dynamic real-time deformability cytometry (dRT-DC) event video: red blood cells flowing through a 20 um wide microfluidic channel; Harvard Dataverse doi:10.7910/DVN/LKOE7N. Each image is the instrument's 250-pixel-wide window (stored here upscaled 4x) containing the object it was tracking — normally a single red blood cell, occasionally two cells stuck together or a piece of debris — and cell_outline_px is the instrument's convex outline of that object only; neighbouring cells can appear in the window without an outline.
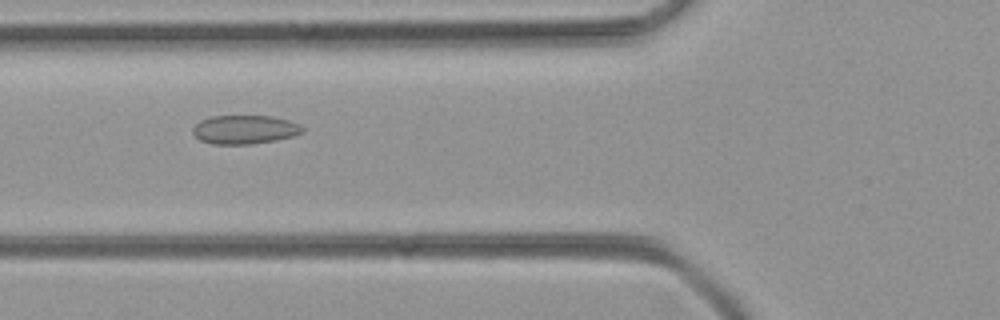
{"species": "common noctule bat (a hibernating species)", "species_latin": "Nyctalus noctula", "temperature_condition": "room temperature", "stored_images_in_passage": 49, "camera_frame_rate_fps": 3000, "um_per_image_px": 0.085, "animal": {"sex": "female", "body_mass_g": 21.9}, "frame": {"image": 1, "passage_image": 18, "time_ms": 5.667, "image_size_px": [1000, 320], "cell_outline_px": [[304, 132], [292, 136], [276, 140], [252, 144], [212, 144], [200, 140], [192, 132], [192, 128], [200, 120], [212, 116], [272, 116], [288, 120], [300, 124], [304, 128]], "centroid_in_image_um": [20.8, 11.01], "position_along_channel_um": 105.0, "area_um2": 18.44}}
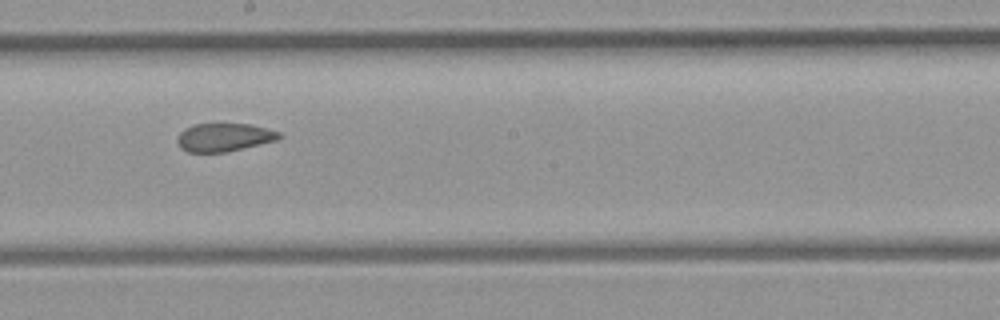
{"frame": {"image": 2, "passage_image": 27, "time_ms": 8.667, "image_size_px": [1000, 320], "cell_outline_px": [[284, 136], [276, 140], [228, 152], [188, 152], [180, 148], [176, 140], [180, 132], [184, 128], [192, 124], [248, 124], [280, 132]], "centroid_in_image_um": [19.02, 11.67], "position_along_channel_um": 229.2, "area_um2": 16.76}}
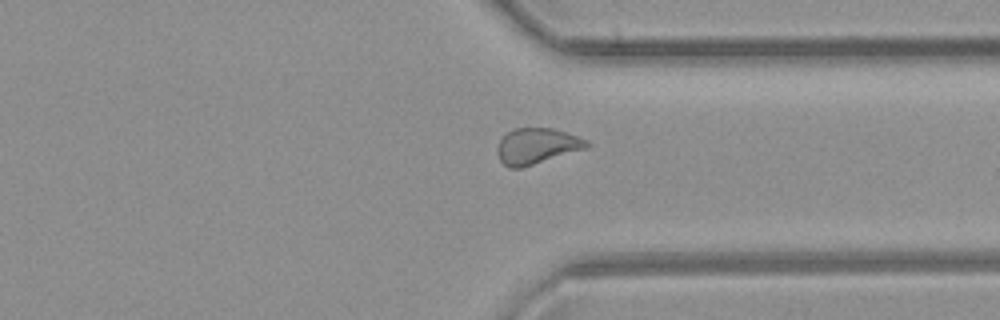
{"frame": {"image": 3, "passage_image": 37, "time_ms": 12.0, "image_size_px": [1000, 320], "cell_outline_px": [[592, 144], [588, 148], [520, 168], [508, 168], [500, 160], [496, 148], [500, 140], [508, 132], [516, 128], [552, 128], [588, 140]], "centroid_in_image_um": [45.64, 12.42], "position_along_channel_um": 365.8, "area_um2": 18.55}}